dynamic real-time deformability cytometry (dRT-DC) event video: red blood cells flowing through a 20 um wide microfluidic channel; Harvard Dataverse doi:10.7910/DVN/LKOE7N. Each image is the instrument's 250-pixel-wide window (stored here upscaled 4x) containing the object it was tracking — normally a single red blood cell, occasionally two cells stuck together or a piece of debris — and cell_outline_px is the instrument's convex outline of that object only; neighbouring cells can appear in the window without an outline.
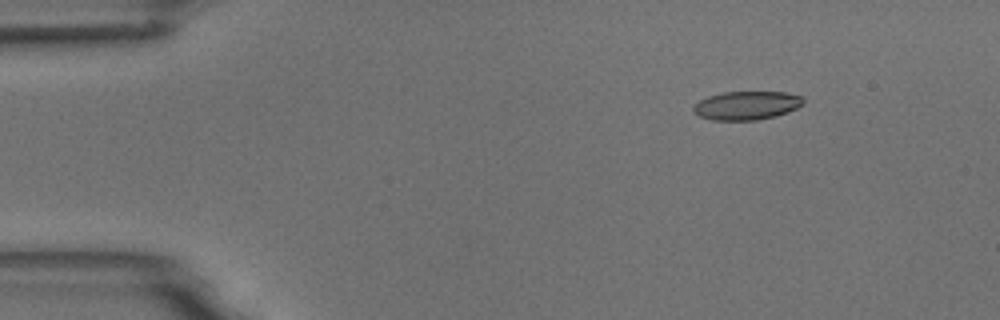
{"species": "common noctule bat (a hibernating species)", "species_latin": "Nyctalus noctula", "temperature_condition": "room temperature", "stored_images_in_passage": 6, "camera_frame_rate_fps": 3000, "um_per_image_px": 0.085, "animal": {"sex": "male", "body_mass_g": 18.8}, "frame": {"image": 1, "passage_image": 2, "time_ms": 1.0, "image_size_px": [1000, 320], "cell_outline_px": [[804, 104], [788, 112], [756, 120], [712, 120], [700, 116], [692, 108], [700, 100], [708, 96], [724, 92], [784, 92], [804, 96]], "centroid_in_image_um": [63.5, 8.95], "position_along_channel_um": 21.5, "area_um2": 18.15}}
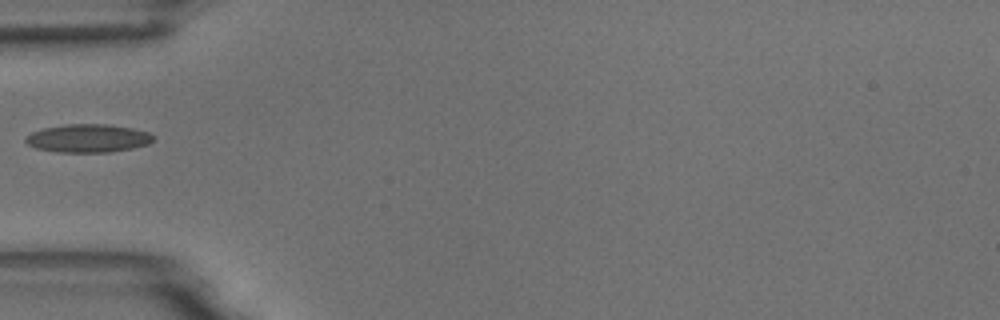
{"frame": {"image": 2, "passage_image": 5, "time_ms": 4.667, "image_size_px": [1000, 320], "cell_outline_px": [[156, 136], [148, 144], [132, 148], [108, 152], [56, 152], [36, 148], [28, 144], [24, 140], [24, 136], [32, 132], [44, 128], [64, 124], [108, 124], [132, 128], [148, 132]], "centroid_in_image_um": [7.46, 11.75], "position_along_channel_um": 77.5, "area_um2": 21.04}}